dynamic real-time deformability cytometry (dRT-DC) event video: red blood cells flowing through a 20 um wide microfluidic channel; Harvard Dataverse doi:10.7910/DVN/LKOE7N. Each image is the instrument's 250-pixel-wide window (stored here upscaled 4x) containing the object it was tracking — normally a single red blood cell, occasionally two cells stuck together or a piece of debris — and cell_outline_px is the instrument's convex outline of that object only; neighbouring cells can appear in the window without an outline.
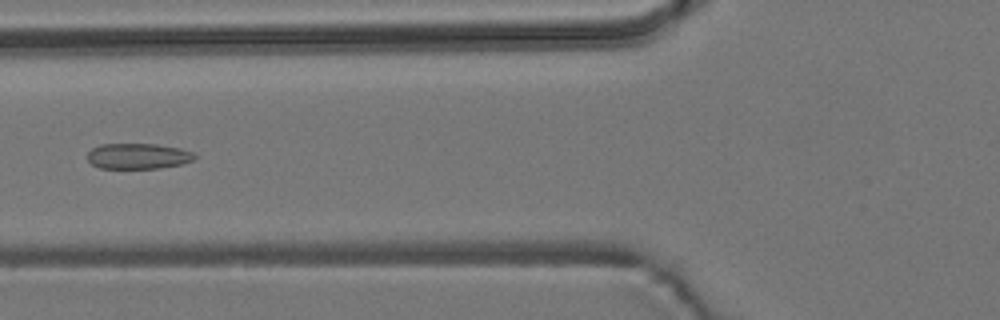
{"species": "common noctule bat (a hibernating species)", "species_latin": "Nyctalus noctula", "temperature_condition": "room temperature", "stored_images_in_passage": 6, "camera_frame_rate_fps": 3000, "um_per_image_px": 0.085, "animal": {"sex": "male", "body_mass_g": 19.2, "forearm_length_mm": 51.8}, "frame": {"image": 1, "passage_image": 6, "time_ms": 5.667, "image_size_px": [1000, 320], "cell_outline_px": [[196, 156], [192, 160], [180, 164], [160, 168], [100, 168], [92, 164], [88, 160], [88, 152], [92, 148], [100, 144], [156, 144], [180, 148], [192, 152]], "centroid_in_image_um": [11.71, 13.26], "position_along_channel_um": 114.1, "area_um2": 15.9}}